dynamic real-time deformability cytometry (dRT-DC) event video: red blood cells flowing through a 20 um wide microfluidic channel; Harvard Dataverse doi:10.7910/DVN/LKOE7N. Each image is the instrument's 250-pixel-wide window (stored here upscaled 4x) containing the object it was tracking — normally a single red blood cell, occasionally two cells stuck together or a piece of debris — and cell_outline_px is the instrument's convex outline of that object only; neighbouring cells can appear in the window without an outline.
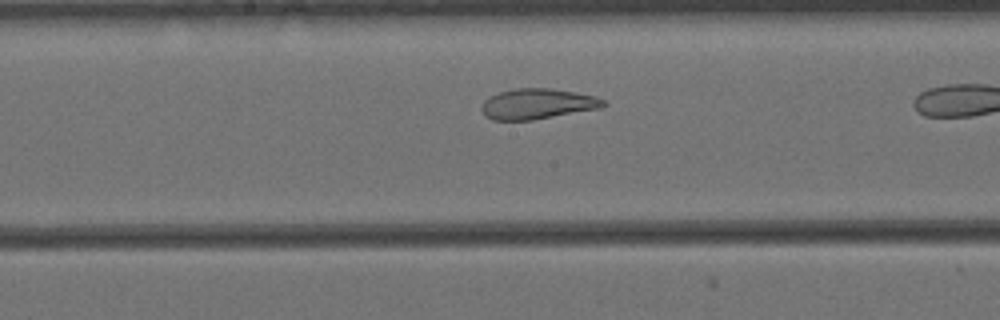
{"species": "Egyptian fruit bat (a non-hibernating species)", "species_latin": "Rousettus aegyptiacus", "temperature_condition": "cold", "stored_images_in_passage": 18, "camera_frame_rate_fps": 3000, "um_per_image_px": 0.085, "animal": {"sex": "female"}, "frame": {"image": 1, "passage_image": 16, "time_ms": 5.0, "image_size_px": [1000, 320], "cell_outline_px": [[608, 104], [600, 108], [532, 120], [492, 120], [484, 116], [480, 108], [484, 100], [488, 96], [500, 92], [516, 88], [552, 88], [596, 96], [604, 100]], "centroid_in_image_um": [45.65, 8.83], "position_along_channel_um": 202.5, "area_um2": 21.73}}